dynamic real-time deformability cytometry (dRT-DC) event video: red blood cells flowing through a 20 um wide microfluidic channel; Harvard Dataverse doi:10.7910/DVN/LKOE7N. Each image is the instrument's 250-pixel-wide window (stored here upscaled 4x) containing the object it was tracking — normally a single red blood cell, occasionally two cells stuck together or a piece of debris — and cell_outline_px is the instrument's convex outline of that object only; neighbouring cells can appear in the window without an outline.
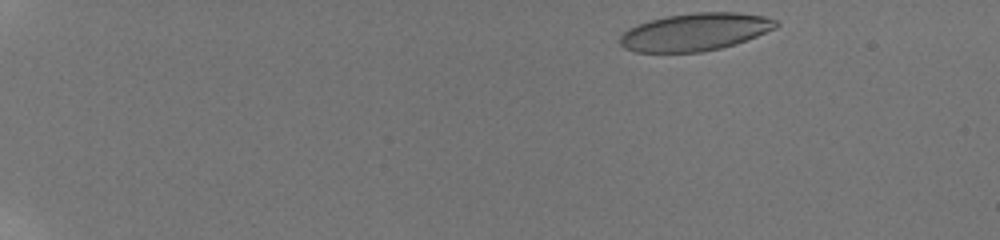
{"species": "human", "species_latin": "Homo sapiens", "temperature_condition": "room temperature", "stored_images_in_passage": 73, "camera_frame_rate_fps": 3000, "um_per_image_px": 0.085, "donor": {"sex": "male"}, "frame": {"image": 1, "passage_image": 2, "time_ms": 0.333, "image_size_px": [1000, 240], "cell_outline_px": [[780, 24], [776, 28], [736, 44], [704, 52], [636, 52], [624, 48], [620, 44], [620, 36], [628, 28], [636, 24], [648, 20], [668, 16], [696, 12], [740, 12], [764, 16], [776, 20]], "centroid_in_image_um": [59.08, 2.71], "position_along_channel_um": 25.9, "area_um2": 34.33}}
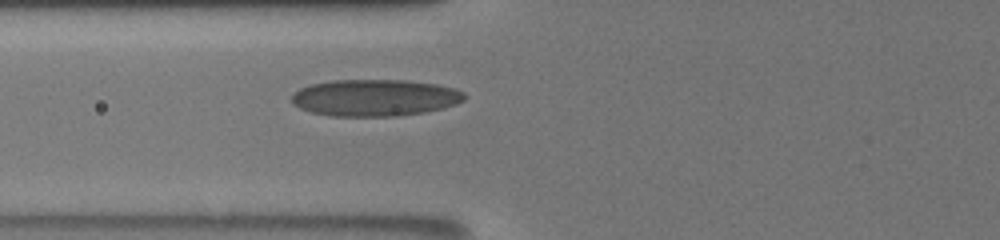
{"frame": {"image": 2, "passage_image": 23, "time_ms": 6.0, "image_size_px": [1000, 240], "cell_outline_px": [[468, 96], [464, 100], [456, 104], [424, 112], [400, 116], [332, 116], [312, 112], [300, 108], [292, 104], [292, 96], [300, 88], [312, 84], [332, 80], [404, 80], [440, 84], [456, 88], [464, 92]], "centroid_in_image_um": [31.91, 8.3], "position_along_channel_um": 93.9, "area_um2": 37.17}}
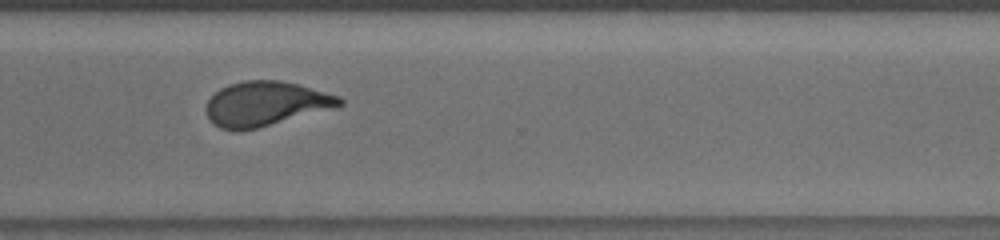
{"frame": {"image": 3, "passage_image": 53, "time_ms": 12.667, "image_size_px": [1000, 240], "cell_outline_px": [[344, 104], [256, 128], [220, 128], [208, 116], [204, 108], [208, 100], [220, 88], [228, 84], [244, 80], [280, 80], [296, 84], [340, 96], [344, 100]], "centroid_in_image_um": [22.55, 8.77], "position_along_channel_um": 348.0, "area_um2": 33.52}, "authors_computed_cell_mechanics": {"area_um2": 34.7956, "velocity_mm_per_s": 3.8151, "shape_relaxation_time_tau1_ms": 7.5575, "shape_relaxation_time_tau2_ms": 1.0194, "deformation_change_tau1": 0.2062, "deformation_change_tau2": 0.08}}